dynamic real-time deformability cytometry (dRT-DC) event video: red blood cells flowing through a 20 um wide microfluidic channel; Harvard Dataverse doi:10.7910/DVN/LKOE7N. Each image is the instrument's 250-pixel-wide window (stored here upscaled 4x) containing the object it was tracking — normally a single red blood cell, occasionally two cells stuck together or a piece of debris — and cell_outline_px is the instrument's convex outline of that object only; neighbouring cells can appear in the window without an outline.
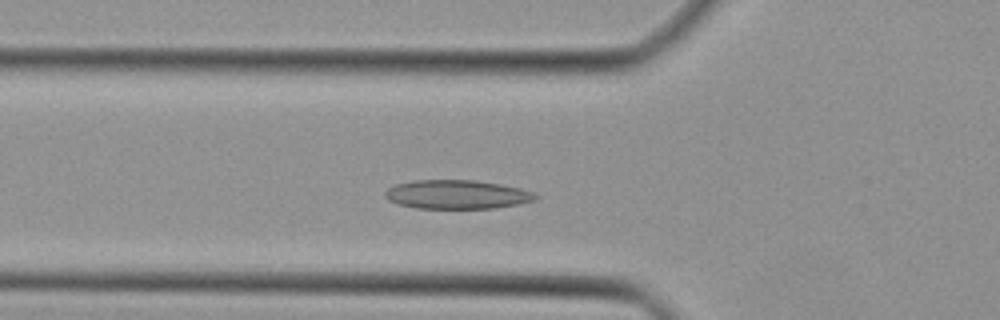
{"species": "Egyptian fruit bat (a non-hibernating species)", "species_latin": "Rousettus aegyptiacus", "temperature_condition": "cold", "stored_images_in_passage": 23, "camera_frame_rate_fps": 3000, "um_per_image_px": 0.085, "animal": {"sex": "female"}, "frame": {"image": 1, "passage_image": 4, "time_ms": 1.0, "image_size_px": [1000, 320], "cell_outline_px": [[540, 196], [536, 200], [516, 204], [492, 208], [416, 208], [396, 204], [388, 200], [384, 196], [384, 192], [388, 188], [396, 184], [412, 180], [476, 180], [500, 184], [520, 188], [532, 192]], "centroid_in_image_um": [38.8, 16.52], "position_along_channel_um": 87.0, "area_um2": 25.37}}
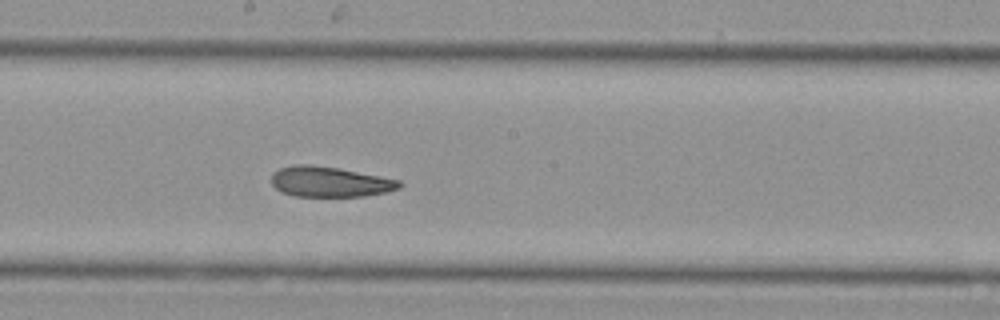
{"frame": {"image": 2, "passage_image": 13, "time_ms": 4.0, "image_size_px": [1000, 320], "cell_outline_px": [[404, 184], [400, 188], [384, 192], [364, 196], [296, 196], [280, 192], [272, 184], [272, 172], [280, 168], [296, 164], [308, 164], [336, 168], [380, 176], [400, 180]], "centroid_in_image_um": [28.02, 15.45], "position_along_channel_um": 220.2, "area_um2": 22.48}}
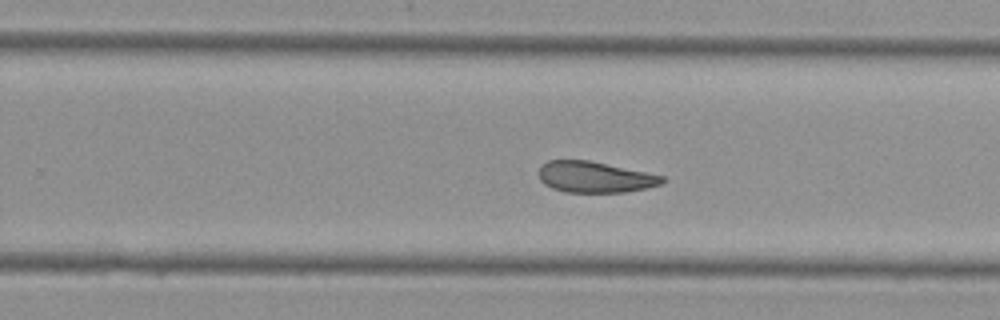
{"frame": {"image": 3, "passage_image": 17, "time_ms": 5.333, "image_size_px": [1000, 320], "cell_outline_px": [[664, 180], [660, 184], [648, 188], [624, 192], [564, 192], [552, 188], [544, 184], [540, 180], [540, 164], [548, 160], [588, 160], [664, 176]], "centroid_in_image_um": [50.53, 15.05], "position_along_channel_um": 279.3, "area_um2": 22.2}}